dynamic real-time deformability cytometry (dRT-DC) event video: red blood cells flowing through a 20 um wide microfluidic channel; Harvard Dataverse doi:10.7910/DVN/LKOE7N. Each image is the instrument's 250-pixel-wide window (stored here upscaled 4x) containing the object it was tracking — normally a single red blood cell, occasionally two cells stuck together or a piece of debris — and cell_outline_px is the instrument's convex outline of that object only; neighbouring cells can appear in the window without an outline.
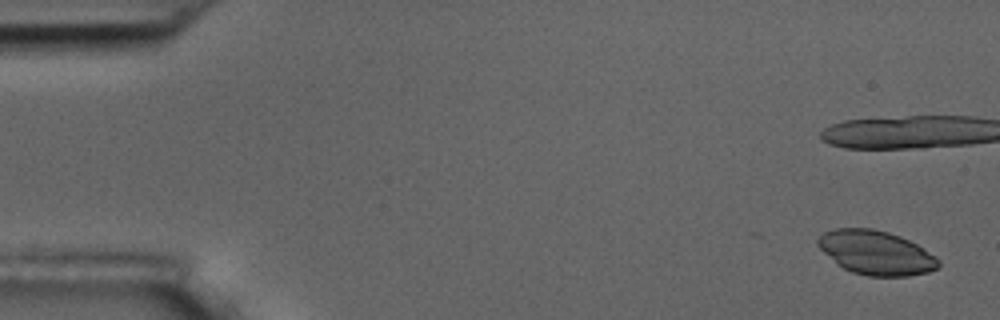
{"species": "common noctule bat (a hibernating species)", "species_latin": "Nyctalus noctula", "temperature_condition": "room temperature", "stored_images_in_passage": 4, "camera_frame_rate_fps": 3000, "um_per_image_px": 0.085, "animal": {"sex": "male", "body_mass_g": 17.5, "forearm_length_mm": 52.3}, "frame": {"image": 1, "passage_image": 1, "time_ms": 0.0, "image_size_px": [1000, 320], "cell_outline_px": [[940, 264], [936, 268], [928, 272], [908, 276], [868, 276], [852, 272], [836, 264], [816, 244], [816, 240], [824, 232], [836, 228], [872, 228], [888, 232], [900, 236], [916, 244], [936, 256], [940, 260]], "centroid_in_image_um": [74.45, 21.48], "position_along_channel_um": 10.6, "area_um2": 30.92}}